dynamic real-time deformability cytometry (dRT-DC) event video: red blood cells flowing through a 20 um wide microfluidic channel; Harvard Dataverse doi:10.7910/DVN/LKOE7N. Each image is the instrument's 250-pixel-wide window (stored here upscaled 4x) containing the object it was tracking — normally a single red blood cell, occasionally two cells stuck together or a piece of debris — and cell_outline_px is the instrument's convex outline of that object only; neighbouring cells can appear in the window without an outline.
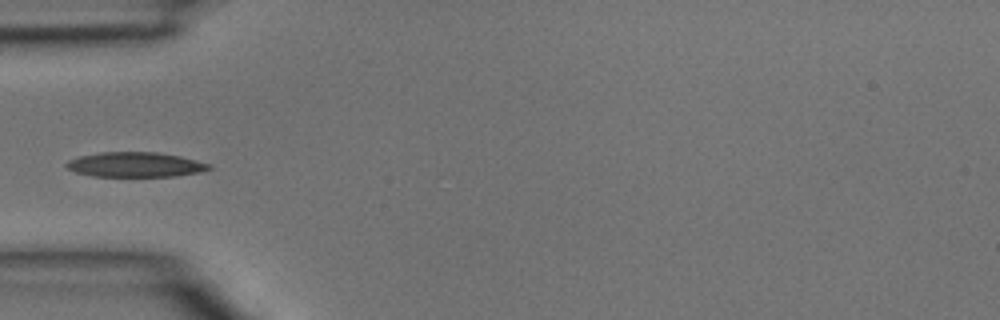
{"species": "common noctule bat (a hibernating species)", "species_latin": "Nyctalus noctula", "temperature_condition": "room temperature", "stored_images_in_passage": 4, "camera_frame_rate_fps": 3000, "um_per_image_px": 0.085, "animal": {"sex": "male", "body_mass_g": 15.6}, "frame": {"image": 1, "passage_image": 3, "time_ms": 0.667, "image_size_px": [1000, 320], "cell_outline_px": [[212, 168], [200, 172], [176, 176], [92, 176], [76, 172], [68, 168], [64, 164], [68, 160], [80, 156], [100, 152], [156, 152], [180, 156], [212, 164]], "centroid_in_image_um": [11.52, 13.99], "position_along_channel_um": 73.5, "area_um2": 20.63}}